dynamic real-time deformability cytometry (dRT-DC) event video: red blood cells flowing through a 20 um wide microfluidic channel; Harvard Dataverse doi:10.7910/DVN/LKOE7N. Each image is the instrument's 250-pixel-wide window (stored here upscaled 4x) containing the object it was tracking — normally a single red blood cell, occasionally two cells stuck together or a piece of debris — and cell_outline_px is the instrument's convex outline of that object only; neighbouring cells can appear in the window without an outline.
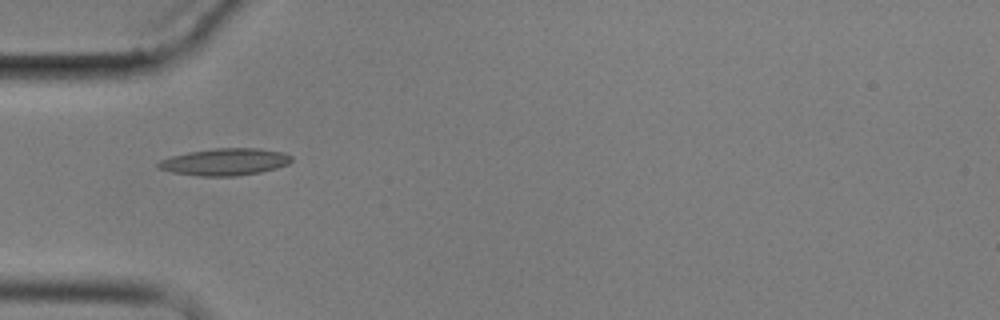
{"species": "common noctule bat (a hibernating species)", "species_latin": "Nyctalus noctula", "temperature_condition": "cold", "stored_images_in_passage": 1, "camera_frame_rate_fps": 3000, "um_per_image_px": 0.085, "animal": {"sex": "male", "body_mass_g": 17.9}, "frame": {"image": 1, "passage_image": 1, "time_ms": 0.0, "image_size_px": [1000, 320], "cell_outline_px": [[292, 160], [288, 164], [276, 168], [260, 172], [236, 176], [200, 176], [172, 172], [160, 168], [156, 164], [160, 160], [172, 156], [188, 152], [212, 148], [256, 148], [284, 152], [292, 156]], "centroid_in_image_um": [19.14, 13.75], "position_along_channel_um": 65.9, "area_um2": 20.92}}